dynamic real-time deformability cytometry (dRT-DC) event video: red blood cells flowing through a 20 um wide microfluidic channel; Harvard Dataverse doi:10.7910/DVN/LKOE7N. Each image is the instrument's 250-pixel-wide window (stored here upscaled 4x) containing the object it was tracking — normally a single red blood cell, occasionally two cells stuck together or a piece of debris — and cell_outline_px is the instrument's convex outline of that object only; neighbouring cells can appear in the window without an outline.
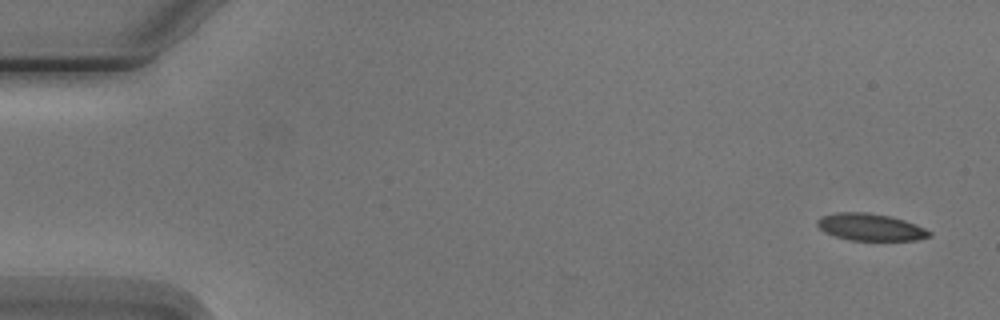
{"species": "Egyptian fruit bat (a non-hibernating species)", "species_latin": "Rousettus aegyptiacus", "temperature_condition": "cold", "stored_images_in_passage": 3, "camera_frame_rate_fps": 3000, "um_per_image_px": 0.085, "animal": {"sex": "male"}, "frame": {"image": 1, "passage_image": 1, "time_ms": 0.0, "image_size_px": [1000, 320], "cell_outline_px": [[932, 236], [916, 240], [848, 240], [824, 232], [816, 224], [816, 220], [820, 216], [836, 212], [868, 212], [888, 216], [904, 220], [916, 224], [932, 232]], "centroid_in_image_um": [73.97, 19.3], "position_along_channel_um": 11.0, "area_um2": 17.74}}